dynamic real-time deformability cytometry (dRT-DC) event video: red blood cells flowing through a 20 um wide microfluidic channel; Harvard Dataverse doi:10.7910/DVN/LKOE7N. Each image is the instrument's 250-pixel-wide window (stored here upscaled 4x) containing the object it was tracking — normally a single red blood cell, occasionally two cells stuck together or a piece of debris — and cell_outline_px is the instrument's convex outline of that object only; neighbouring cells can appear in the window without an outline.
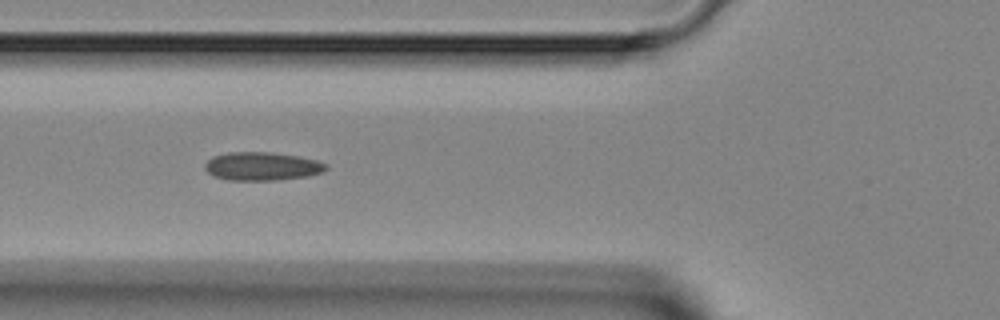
{"species": "Egyptian fruit bat (a non-hibernating species)", "species_latin": "Rousettus aegyptiacus", "temperature_condition": "room temperature", "stored_images_in_passage": 7, "segment_of_instrument_passage": [1, 2], "camera_frame_rate_fps": 3000, "um_per_image_px": 0.085, "animal": {"sex": "female"}, "frame": {"image": 1, "passage_image": 4, "time_ms": 3.333, "image_size_px": [1000, 320], "cell_outline_px": [[328, 168], [324, 172], [308, 176], [276, 180], [228, 180], [212, 176], [204, 168], [204, 164], [212, 156], [228, 152], [268, 152], [300, 156], [316, 160], [328, 164]], "centroid_in_image_um": [22.27, 14.13], "position_along_channel_um": 103.5, "area_um2": 20.23}}
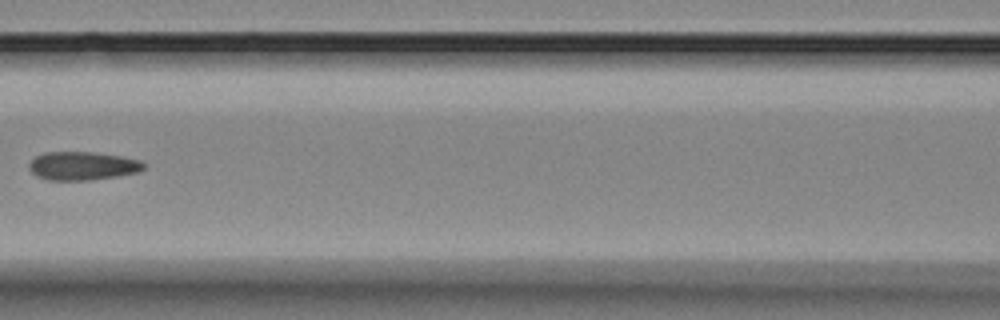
{"frame": {"image": 2, "passage_image": 5, "time_ms": 4.667, "image_size_px": [1000, 320], "cell_outline_px": [[144, 168], [140, 172], [116, 176], [88, 180], [48, 180], [36, 176], [28, 168], [28, 164], [36, 156], [44, 152], [92, 152], [120, 156], [140, 160], [144, 164]], "centroid_in_image_um": [6.99, 14.1], "position_along_channel_um": 159.6, "area_um2": 18.96}}
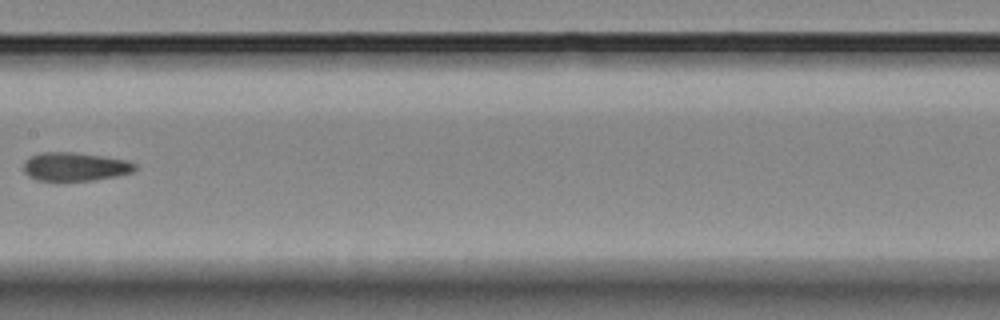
{"frame": {"image": 3, "passage_image": 6, "time_ms": 5.667, "image_size_px": [1000, 320], "cell_outline_px": [[136, 168], [132, 172], [116, 176], [92, 180], [60, 184], [36, 180], [28, 176], [24, 172], [24, 160], [40, 152], [72, 152], [128, 160], [136, 164]], "centroid_in_image_um": [6.31, 14.21], "position_along_channel_um": 201.1, "area_um2": 19.19}}